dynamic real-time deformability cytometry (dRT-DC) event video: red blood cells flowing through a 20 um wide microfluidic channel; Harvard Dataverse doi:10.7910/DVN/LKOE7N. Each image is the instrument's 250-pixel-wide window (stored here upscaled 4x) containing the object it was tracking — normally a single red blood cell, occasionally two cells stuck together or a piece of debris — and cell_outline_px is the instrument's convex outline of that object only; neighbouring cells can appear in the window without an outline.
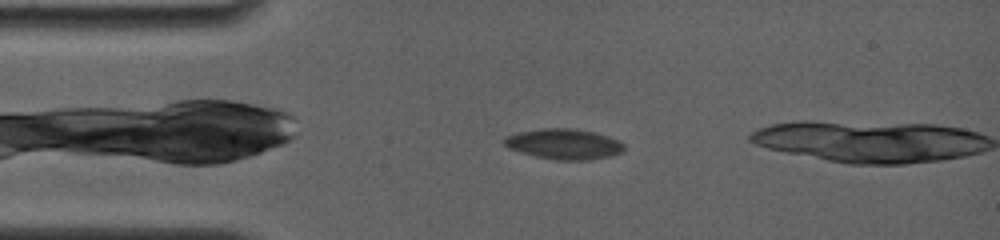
{"species": "common noctule bat (a hibernating species)", "species_latin": "Nyctalus noctula", "temperature_condition": "room temperature", "stored_images_in_passage": 7, "segment_of_instrument_passage": [1, 2], "camera_frame_rate_fps": 4000, "um_per_image_px": 0.085, "animal": {"sex": "female", "body_mass_g": 19.0, "forearm_length_mm": 56.7}, "frame": {"image": 1, "passage_image": 2, "time_ms": 0.75, "image_size_px": [1000, 240], "cell_outline_px": [[624, 148], [620, 152], [608, 156], [588, 160], [556, 160], [536, 156], [520, 152], [508, 148], [500, 140], [504, 136], [520, 132], [540, 128], [576, 128], [596, 132], [608, 136], [624, 144]], "centroid_in_image_um": [47.88, 12.23], "position_along_channel_um": 37.1, "area_um2": 21.33}}
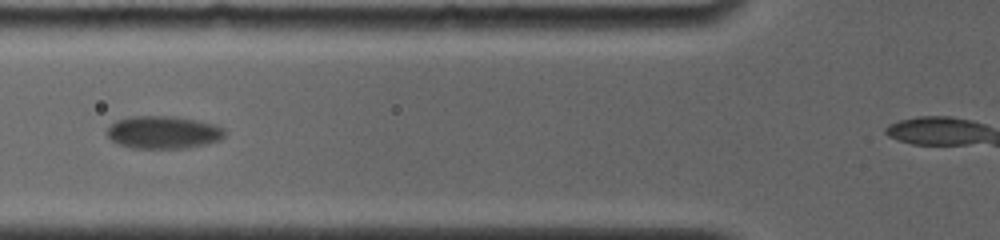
{"frame": {"image": 2, "passage_image": 5, "time_ms": 3.5, "image_size_px": [1000, 240], "cell_outline_px": [[224, 136], [220, 140], [204, 144], [184, 148], [132, 148], [116, 144], [108, 136], [108, 128], [116, 120], [128, 116], [172, 116], [196, 120], [212, 124], [224, 128]], "centroid_in_image_um": [13.85, 11.24], "position_along_channel_um": 112.0, "area_um2": 22.31}}